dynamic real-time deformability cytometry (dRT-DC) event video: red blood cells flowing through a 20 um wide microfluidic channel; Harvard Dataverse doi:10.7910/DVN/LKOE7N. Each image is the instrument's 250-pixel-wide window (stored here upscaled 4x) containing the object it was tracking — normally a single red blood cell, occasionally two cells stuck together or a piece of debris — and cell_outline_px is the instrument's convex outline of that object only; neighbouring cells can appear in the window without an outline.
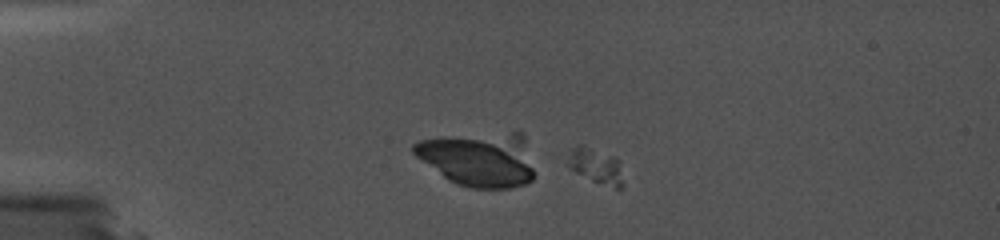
{"species": "common noctule bat (a hibernating species)", "species_latin": "Nyctalus noctula", "temperature_condition": "cold", "stored_images_in_passage": 26, "camera_frame_rate_fps": 5000, "um_per_image_px": 0.085, "animal": {"sex": "female", "body_mass_g": 19.0, "forearm_length_mm": 56.7}, "frame": {"image": 1, "passage_image": 1, "time_ms": 0.0, "image_size_px": [1000, 240], "cell_outline_px": [[624, 184], [620, 188], [616, 188], [592, 180], [568, 168], [560, 160], [560, 156], [576, 144], [584, 144], [612, 156], [620, 160]], "centroid_in_image_um": [50.5, 14.03], "position_along_channel_um": 34.5, "area_um2": 12.25}}